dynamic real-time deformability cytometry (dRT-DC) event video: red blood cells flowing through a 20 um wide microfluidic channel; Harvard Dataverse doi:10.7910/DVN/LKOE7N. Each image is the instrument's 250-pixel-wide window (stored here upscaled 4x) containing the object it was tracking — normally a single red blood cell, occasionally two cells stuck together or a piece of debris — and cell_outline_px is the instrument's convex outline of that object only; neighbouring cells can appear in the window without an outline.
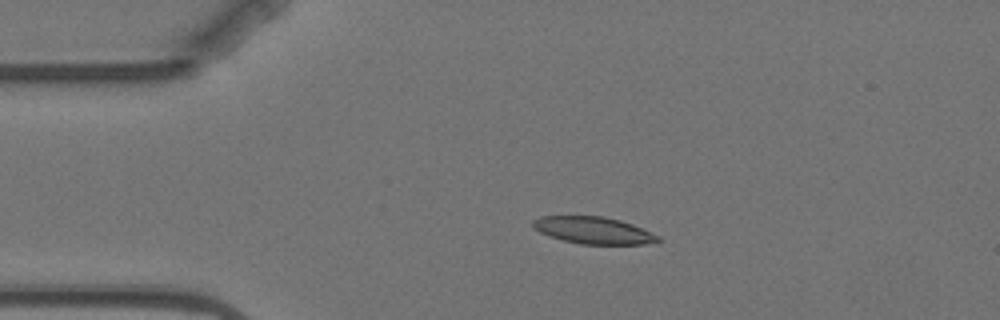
{"species": "Egyptian fruit bat (a non-hibernating species)", "species_latin": "Rousettus aegyptiacus", "temperature_condition": "warm", "stored_images_in_passage": 4, "camera_frame_rate_fps": 3000, "um_per_image_px": 0.085, "animal": {"sex": "female"}, "frame": {"image": 1, "passage_image": 3, "time_ms": 2.333, "image_size_px": [1000, 320], "cell_outline_px": [[664, 240], [644, 244], [580, 244], [564, 240], [540, 232], [532, 228], [532, 220], [540, 216], [604, 216], [620, 220], [632, 224], [660, 236]], "centroid_in_image_um": [50.45, 19.57], "position_along_channel_um": 34.5, "area_um2": 19.65}}